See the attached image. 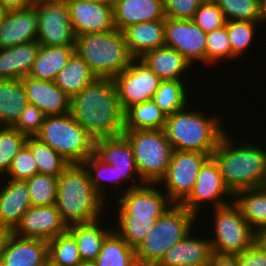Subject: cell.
Instances as JSON below:
<instances>
[{"label":"cell","instance_id":"cell-1","mask_svg":"<svg viewBox=\"0 0 266 266\" xmlns=\"http://www.w3.org/2000/svg\"><path fill=\"white\" fill-rule=\"evenodd\" d=\"M70 113L95 140L124 134V111L111 78L96 77L74 95Z\"/></svg>","mask_w":266,"mask_h":266},{"label":"cell","instance_id":"cell-2","mask_svg":"<svg viewBox=\"0 0 266 266\" xmlns=\"http://www.w3.org/2000/svg\"><path fill=\"white\" fill-rule=\"evenodd\" d=\"M234 143L237 142L226 130L211 155L224 183L233 194L243 189L260 188L265 172L266 148L247 141L238 146Z\"/></svg>","mask_w":266,"mask_h":266},{"label":"cell","instance_id":"cell-3","mask_svg":"<svg viewBox=\"0 0 266 266\" xmlns=\"http://www.w3.org/2000/svg\"><path fill=\"white\" fill-rule=\"evenodd\" d=\"M107 204L95 191L83 164H70L58 177L55 206L68 226L101 219Z\"/></svg>","mask_w":266,"mask_h":266},{"label":"cell","instance_id":"cell-4","mask_svg":"<svg viewBox=\"0 0 266 266\" xmlns=\"http://www.w3.org/2000/svg\"><path fill=\"white\" fill-rule=\"evenodd\" d=\"M208 117L205 112L190 110V106L168 115L164 131L173 150L199 152L211 156L225 134V129L220 117Z\"/></svg>","mask_w":266,"mask_h":266},{"label":"cell","instance_id":"cell-5","mask_svg":"<svg viewBox=\"0 0 266 266\" xmlns=\"http://www.w3.org/2000/svg\"><path fill=\"white\" fill-rule=\"evenodd\" d=\"M75 52L99 78L114 79L134 59L128 50L123 32L117 29L76 36Z\"/></svg>","mask_w":266,"mask_h":266},{"label":"cell","instance_id":"cell-6","mask_svg":"<svg viewBox=\"0 0 266 266\" xmlns=\"http://www.w3.org/2000/svg\"><path fill=\"white\" fill-rule=\"evenodd\" d=\"M195 219L196 215L181 204L167 209L136 249L139 266L157 265L173 245L193 230L198 221Z\"/></svg>","mask_w":266,"mask_h":266},{"label":"cell","instance_id":"cell-7","mask_svg":"<svg viewBox=\"0 0 266 266\" xmlns=\"http://www.w3.org/2000/svg\"><path fill=\"white\" fill-rule=\"evenodd\" d=\"M35 137L48 144L70 164H82L94 154L95 139L71 113L46 116Z\"/></svg>","mask_w":266,"mask_h":266},{"label":"cell","instance_id":"cell-8","mask_svg":"<svg viewBox=\"0 0 266 266\" xmlns=\"http://www.w3.org/2000/svg\"><path fill=\"white\" fill-rule=\"evenodd\" d=\"M137 171L145 183H159L170 164L173 148L164 129L124 130Z\"/></svg>","mask_w":266,"mask_h":266},{"label":"cell","instance_id":"cell-9","mask_svg":"<svg viewBox=\"0 0 266 266\" xmlns=\"http://www.w3.org/2000/svg\"><path fill=\"white\" fill-rule=\"evenodd\" d=\"M213 211L214 236L209 238L212 253L238 255L258 240V235L234 203L213 208Z\"/></svg>","mask_w":266,"mask_h":266},{"label":"cell","instance_id":"cell-10","mask_svg":"<svg viewBox=\"0 0 266 266\" xmlns=\"http://www.w3.org/2000/svg\"><path fill=\"white\" fill-rule=\"evenodd\" d=\"M211 156L199 152L173 150L165 176L157 183L163 184L165 194L174 204H180L191 192L203 164Z\"/></svg>","mask_w":266,"mask_h":266},{"label":"cell","instance_id":"cell-11","mask_svg":"<svg viewBox=\"0 0 266 266\" xmlns=\"http://www.w3.org/2000/svg\"><path fill=\"white\" fill-rule=\"evenodd\" d=\"M233 196L224 183L217 163L210 157L201 167L192 192L180 204L198 217L206 202L211 203L212 208H219L233 203Z\"/></svg>","mask_w":266,"mask_h":266},{"label":"cell","instance_id":"cell-12","mask_svg":"<svg viewBox=\"0 0 266 266\" xmlns=\"http://www.w3.org/2000/svg\"><path fill=\"white\" fill-rule=\"evenodd\" d=\"M37 41L46 46H75L76 36L72 29L66 2L37 0Z\"/></svg>","mask_w":266,"mask_h":266},{"label":"cell","instance_id":"cell-13","mask_svg":"<svg viewBox=\"0 0 266 266\" xmlns=\"http://www.w3.org/2000/svg\"><path fill=\"white\" fill-rule=\"evenodd\" d=\"M113 80L124 112L133 105L151 100L161 82L140 58H134Z\"/></svg>","mask_w":266,"mask_h":266},{"label":"cell","instance_id":"cell-14","mask_svg":"<svg viewBox=\"0 0 266 266\" xmlns=\"http://www.w3.org/2000/svg\"><path fill=\"white\" fill-rule=\"evenodd\" d=\"M94 155L104 164L115 167L118 179V192H121V184L126 181L128 182V180L133 184L131 183L125 190L122 189L123 192L145 184L137 171L133 149L124 134L96 139Z\"/></svg>","mask_w":266,"mask_h":266},{"label":"cell","instance_id":"cell-15","mask_svg":"<svg viewBox=\"0 0 266 266\" xmlns=\"http://www.w3.org/2000/svg\"><path fill=\"white\" fill-rule=\"evenodd\" d=\"M157 183H145L121 192L117 197L116 216H133V219L161 217L174 203L157 188Z\"/></svg>","mask_w":266,"mask_h":266},{"label":"cell","instance_id":"cell-16","mask_svg":"<svg viewBox=\"0 0 266 266\" xmlns=\"http://www.w3.org/2000/svg\"><path fill=\"white\" fill-rule=\"evenodd\" d=\"M164 37L165 46L177 50L191 66L206 63V33L192 20L166 17Z\"/></svg>","mask_w":266,"mask_h":266},{"label":"cell","instance_id":"cell-17","mask_svg":"<svg viewBox=\"0 0 266 266\" xmlns=\"http://www.w3.org/2000/svg\"><path fill=\"white\" fill-rule=\"evenodd\" d=\"M68 227L55 205L31 206L12 233L19 237L49 241L67 232Z\"/></svg>","mask_w":266,"mask_h":266},{"label":"cell","instance_id":"cell-18","mask_svg":"<svg viewBox=\"0 0 266 266\" xmlns=\"http://www.w3.org/2000/svg\"><path fill=\"white\" fill-rule=\"evenodd\" d=\"M71 25L75 36L89 32L115 30L113 5L85 0H68Z\"/></svg>","mask_w":266,"mask_h":266},{"label":"cell","instance_id":"cell-19","mask_svg":"<svg viewBox=\"0 0 266 266\" xmlns=\"http://www.w3.org/2000/svg\"><path fill=\"white\" fill-rule=\"evenodd\" d=\"M38 14L35 6L7 11L0 26V48L37 40Z\"/></svg>","mask_w":266,"mask_h":266},{"label":"cell","instance_id":"cell-20","mask_svg":"<svg viewBox=\"0 0 266 266\" xmlns=\"http://www.w3.org/2000/svg\"><path fill=\"white\" fill-rule=\"evenodd\" d=\"M24 86L28 102L38 107L45 115L70 113L71 98L54 81L24 77Z\"/></svg>","mask_w":266,"mask_h":266},{"label":"cell","instance_id":"cell-21","mask_svg":"<svg viewBox=\"0 0 266 266\" xmlns=\"http://www.w3.org/2000/svg\"><path fill=\"white\" fill-rule=\"evenodd\" d=\"M48 257V241L39 238L8 237L0 266H42Z\"/></svg>","mask_w":266,"mask_h":266},{"label":"cell","instance_id":"cell-22","mask_svg":"<svg viewBox=\"0 0 266 266\" xmlns=\"http://www.w3.org/2000/svg\"><path fill=\"white\" fill-rule=\"evenodd\" d=\"M3 182H0V227L13 231L32 206L29 188L25 181L7 179Z\"/></svg>","mask_w":266,"mask_h":266},{"label":"cell","instance_id":"cell-23","mask_svg":"<svg viewBox=\"0 0 266 266\" xmlns=\"http://www.w3.org/2000/svg\"><path fill=\"white\" fill-rule=\"evenodd\" d=\"M191 231L173 245L163 256L158 266H209L212 256L208 238H194Z\"/></svg>","mask_w":266,"mask_h":266},{"label":"cell","instance_id":"cell-24","mask_svg":"<svg viewBox=\"0 0 266 266\" xmlns=\"http://www.w3.org/2000/svg\"><path fill=\"white\" fill-rule=\"evenodd\" d=\"M113 14L120 31L136 23L166 19L163 0H115Z\"/></svg>","mask_w":266,"mask_h":266},{"label":"cell","instance_id":"cell-25","mask_svg":"<svg viewBox=\"0 0 266 266\" xmlns=\"http://www.w3.org/2000/svg\"><path fill=\"white\" fill-rule=\"evenodd\" d=\"M39 49L40 43L37 40L0 48V80L23 79L29 76Z\"/></svg>","mask_w":266,"mask_h":266},{"label":"cell","instance_id":"cell-26","mask_svg":"<svg viewBox=\"0 0 266 266\" xmlns=\"http://www.w3.org/2000/svg\"><path fill=\"white\" fill-rule=\"evenodd\" d=\"M165 20L136 23L123 29L128 50L133 58L165 46Z\"/></svg>","mask_w":266,"mask_h":266},{"label":"cell","instance_id":"cell-27","mask_svg":"<svg viewBox=\"0 0 266 266\" xmlns=\"http://www.w3.org/2000/svg\"><path fill=\"white\" fill-rule=\"evenodd\" d=\"M140 59L161 80H182L187 69L192 68L177 50L167 46L153 49Z\"/></svg>","mask_w":266,"mask_h":266},{"label":"cell","instance_id":"cell-28","mask_svg":"<svg viewBox=\"0 0 266 266\" xmlns=\"http://www.w3.org/2000/svg\"><path fill=\"white\" fill-rule=\"evenodd\" d=\"M101 221V222H100ZM102 219L69 225L68 232L75 238L83 263H92L101 251L103 240L114 229L101 225Z\"/></svg>","mask_w":266,"mask_h":266},{"label":"cell","instance_id":"cell-29","mask_svg":"<svg viewBox=\"0 0 266 266\" xmlns=\"http://www.w3.org/2000/svg\"><path fill=\"white\" fill-rule=\"evenodd\" d=\"M233 203L258 236L266 231V189L260 187L236 191Z\"/></svg>","mask_w":266,"mask_h":266},{"label":"cell","instance_id":"cell-30","mask_svg":"<svg viewBox=\"0 0 266 266\" xmlns=\"http://www.w3.org/2000/svg\"><path fill=\"white\" fill-rule=\"evenodd\" d=\"M74 52L75 46L40 45L29 76L39 80L54 81Z\"/></svg>","mask_w":266,"mask_h":266},{"label":"cell","instance_id":"cell-31","mask_svg":"<svg viewBox=\"0 0 266 266\" xmlns=\"http://www.w3.org/2000/svg\"><path fill=\"white\" fill-rule=\"evenodd\" d=\"M28 104L21 79L0 80V126L12 127Z\"/></svg>","mask_w":266,"mask_h":266},{"label":"cell","instance_id":"cell-32","mask_svg":"<svg viewBox=\"0 0 266 266\" xmlns=\"http://www.w3.org/2000/svg\"><path fill=\"white\" fill-rule=\"evenodd\" d=\"M96 76L88 64L74 52L67 64L59 71L54 83L70 98L81 92Z\"/></svg>","mask_w":266,"mask_h":266},{"label":"cell","instance_id":"cell-33","mask_svg":"<svg viewBox=\"0 0 266 266\" xmlns=\"http://www.w3.org/2000/svg\"><path fill=\"white\" fill-rule=\"evenodd\" d=\"M94 266H139L136 250L131 248L113 229L103 240Z\"/></svg>","mask_w":266,"mask_h":266},{"label":"cell","instance_id":"cell-34","mask_svg":"<svg viewBox=\"0 0 266 266\" xmlns=\"http://www.w3.org/2000/svg\"><path fill=\"white\" fill-rule=\"evenodd\" d=\"M166 117L151 99L133 105L124 112V130L164 129Z\"/></svg>","mask_w":266,"mask_h":266},{"label":"cell","instance_id":"cell-35","mask_svg":"<svg viewBox=\"0 0 266 266\" xmlns=\"http://www.w3.org/2000/svg\"><path fill=\"white\" fill-rule=\"evenodd\" d=\"M184 80H161L153 101L168 116L185 109L189 104Z\"/></svg>","mask_w":266,"mask_h":266},{"label":"cell","instance_id":"cell-36","mask_svg":"<svg viewBox=\"0 0 266 266\" xmlns=\"http://www.w3.org/2000/svg\"><path fill=\"white\" fill-rule=\"evenodd\" d=\"M26 145L34 156L38 173L59 177L70 165L59 153L37 137H27Z\"/></svg>","mask_w":266,"mask_h":266},{"label":"cell","instance_id":"cell-37","mask_svg":"<svg viewBox=\"0 0 266 266\" xmlns=\"http://www.w3.org/2000/svg\"><path fill=\"white\" fill-rule=\"evenodd\" d=\"M83 166L88 171L90 181L95 191L106 201H108L109 191L111 193L115 189L114 195L118 191V179L116 169L112 165L104 164L94 154L90 155L83 163ZM107 182V184H105ZM108 183H111L109 185ZM109 186L110 190L106 189ZM106 190V192H105ZM117 190V191H116ZM107 193V194H105Z\"/></svg>","mask_w":266,"mask_h":266},{"label":"cell","instance_id":"cell-38","mask_svg":"<svg viewBox=\"0 0 266 266\" xmlns=\"http://www.w3.org/2000/svg\"><path fill=\"white\" fill-rule=\"evenodd\" d=\"M222 10L226 21L266 22V14L258 0H213Z\"/></svg>","mask_w":266,"mask_h":266},{"label":"cell","instance_id":"cell-39","mask_svg":"<svg viewBox=\"0 0 266 266\" xmlns=\"http://www.w3.org/2000/svg\"><path fill=\"white\" fill-rule=\"evenodd\" d=\"M260 22L253 21H226V30L231 45V60L237 59L246 51L255 40V33ZM245 52V53H244Z\"/></svg>","mask_w":266,"mask_h":266},{"label":"cell","instance_id":"cell-40","mask_svg":"<svg viewBox=\"0 0 266 266\" xmlns=\"http://www.w3.org/2000/svg\"><path fill=\"white\" fill-rule=\"evenodd\" d=\"M115 231L135 250L143 242L158 218L133 219V216H117Z\"/></svg>","mask_w":266,"mask_h":266},{"label":"cell","instance_id":"cell-41","mask_svg":"<svg viewBox=\"0 0 266 266\" xmlns=\"http://www.w3.org/2000/svg\"><path fill=\"white\" fill-rule=\"evenodd\" d=\"M48 257L60 266L83 264L76 240L68 231L48 241Z\"/></svg>","mask_w":266,"mask_h":266},{"label":"cell","instance_id":"cell-42","mask_svg":"<svg viewBox=\"0 0 266 266\" xmlns=\"http://www.w3.org/2000/svg\"><path fill=\"white\" fill-rule=\"evenodd\" d=\"M25 182L29 188L32 206L55 205L58 177L36 173Z\"/></svg>","mask_w":266,"mask_h":266},{"label":"cell","instance_id":"cell-43","mask_svg":"<svg viewBox=\"0 0 266 266\" xmlns=\"http://www.w3.org/2000/svg\"><path fill=\"white\" fill-rule=\"evenodd\" d=\"M27 136L10 126H0V176L4 177L14 156L26 144Z\"/></svg>","mask_w":266,"mask_h":266},{"label":"cell","instance_id":"cell-44","mask_svg":"<svg viewBox=\"0 0 266 266\" xmlns=\"http://www.w3.org/2000/svg\"><path fill=\"white\" fill-rule=\"evenodd\" d=\"M222 59L231 60V45L226 25L206 33V63L215 65Z\"/></svg>","mask_w":266,"mask_h":266},{"label":"cell","instance_id":"cell-45","mask_svg":"<svg viewBox=\"0 0 266 266\" xmlns=\"http://www.w3.org/2000/svg\"><path fill=\"white\" fill-rule=\"evenodd\" d=\"M38 173V167L30 148L25 144L14 156L8 173L1 179L25 181Z\"/></svg>","mask_w":266,"mask_h":266},{"label":"cell","instance_id":"cell-46","mask_svg":"<svg viewBox=\"0 0 266 266\" xmlns=\"http://www.w3.org/2000/svg\"><path fill=\"white\" fill-rule=\"evenodd\" d=\"M192 21L205 33L219 29L226 23L222 10L213 0H204Z\"/></svg>","mask_w":266,"mask_h":266},{"label":"cell","instance_id":"cell-47","mask_svg":"<svg viewBox=\"0 0 266 266\" xmlns=\"http://www.w3.org/2000/svg\"><path fill=\"white\" fill-rule=\"evenodd\" d=\"M46 116L38 107L29 103L22 110L12 127L27 137H35L39 133Z\"/></svg>","mask_w":266,"mask_h":266},{"label":"cell","instance_id":"cell-48","mask_svg":"<svg viewBox=\"0 0 266 266\" xmlns=\"http://www.w3.org/2000/svg\"><path fill=\"white\" fill-rule=\"evenodd\" d=\"M163 2L167 18L192 20L204 0H163Z\"/></svg>","mask_w":266,"mask_h":266},{"label":"cell","instance_id":"cell-49","mask_svg":"<svg viewBox=\"0 0 266 266\" xmlns=\"http://www.w3.org/2000/svg\"><path fill=\"white\" fill-rule=\"evenodd\" d=\"M240 266H266V248L257 240L250 248L238 254Z\"/></svg>","mask_w":266,"mask_h":266},{"label":"cell","instance_id":"cell-50","mask_svg":"<svg viewBox=\"0 0 266 266\" xmlns=\"http://www.w3.org/2000/svg\"><path fill=\"white\" fill-rule=\"evenodd\" d=\"M209 266H240L238 255H219L212 253Z\"/></svg>","mask_w":266,"mask_h":266},{"label":"cell","instance_id":"cell-51","mask_svg":"<svg viewBox=\"0 0 266 266\" xmlns=\"http://www.w3.org/2000/svg\"><path fill=\"white\" fill-rule=\"evenodd\" d=\"M37 0H0L1 6L6 11L25 9L33 6Z\"/></svg>","mask_w":266,"mask_h":266},{"label":"cell","instance_id":"cell-52","mask_svg":"<svg viewBox=\"0 0 266 266\" xmlns=\"http://www.w3.org/2000/svg\"><path fill=\"white\" fill-rule=\"evenodd\" d=\"M11 233L12 231L10 229L0 227V259L3 254L6 241Z\"/></svg>","mask_w":266,"mask_h":266},{"label":"cell","instance_id":"cell-53","mask_svg":"<svg viewBox=\"0 0 266 266\" xmlns=\"http://www.w3.org/2000/svg\"><path fill=\"white\" fill-rule=\"evenodd\" d=\"M42 266H60L58 263H56L55 261H53L50 257H47Z\"/></svg>","mask_w":266,"mask_h":266},{"label":"cell","instance_id":"cell-54","mask_svg":"<svg viewBox=\"0 0 266 266\" xmlns=\"http://www.w3.org/2000/svg\"><path fill=\"white\" fill-rule=\"evenodd\" d=\"M85 1H91V2L105 4V5H113L115 2V0H85Z\"/></svg>","mask_w":266,"mask_h":266},{"label":"cell","instance_id":"cell-55","mask_svg":"<svg viewBox=\"0 0 266 266\" xmlns=\"http://www.w3.org/2000/svg\"><path fill=\"white\" fill-rule=\"evenodd\" d=\"M258 240L264 245V247L266 248V231L261 233L258 236Z\"/></svg>","mask_w":266,"mask_h":266},{"label":"cell","instance_id":"cell-56","mask_svg":"<svg viewBox=\"0 0 266 266\" xmlns=\"http://www.w3.org/2000/svg\"><path fill=\"white\" fill-rule=\"evenodd\" d=\"M6 13H7V11L0 4V26H1L2 20H3L4 16L6 15Z\"/></svg>","mask_w":266,"mask_h":266},{"label":"cell","instance_id":"cell-57","mask_svg":"<svg viewBox=\"0 0 266 266\" xmlns=\"http://www.w3.org/2000/svg\"><path fill=\"white\" fill-rule=\"evenodd\" d=\"M261 188L266 189V165H265V172H264V176L262 179Z\"/></svg>","mask_w":266,"mask_h":266},{"label":"cell","instance_id":"cell-58","mask_svg":"<svg viewBox=\"0 0 266 266\" xmlns=\"http://www.w3.org/2000/svg\"><path fill=\"white\" fill-rule=\"evenodd\" d=\"M261 4H262V8L266 14V0H263V2Z\"/></svg>","mask_w":266,"mask_h":266},{"label":"cell","instance_id":"cell-59","mask_svg":"<svg viewBox=\"0 0 266 266\" xmlns=\"http://www.w3.org/2000/svg\"><path fill=\"white\" fill-rule=\"evenodd\" d=\"M79 266H94V265L92 263H83V264H81Z\"/></svg>","mask_w":266,"mask_h":266},{"label":"cell","instance_id":"cell-60","mask_svg":"<svg viewBox=\"0 0 266 266\" xmlns=\"http://www.w3.org/2000/svg\"><path fill=\"white\" fill-rule=\"evenodd\" d=\"M43 1H58V2H67L68 0H43Z\"/></svg>","mask_w":266,"mask_h":266}]
</instances>
